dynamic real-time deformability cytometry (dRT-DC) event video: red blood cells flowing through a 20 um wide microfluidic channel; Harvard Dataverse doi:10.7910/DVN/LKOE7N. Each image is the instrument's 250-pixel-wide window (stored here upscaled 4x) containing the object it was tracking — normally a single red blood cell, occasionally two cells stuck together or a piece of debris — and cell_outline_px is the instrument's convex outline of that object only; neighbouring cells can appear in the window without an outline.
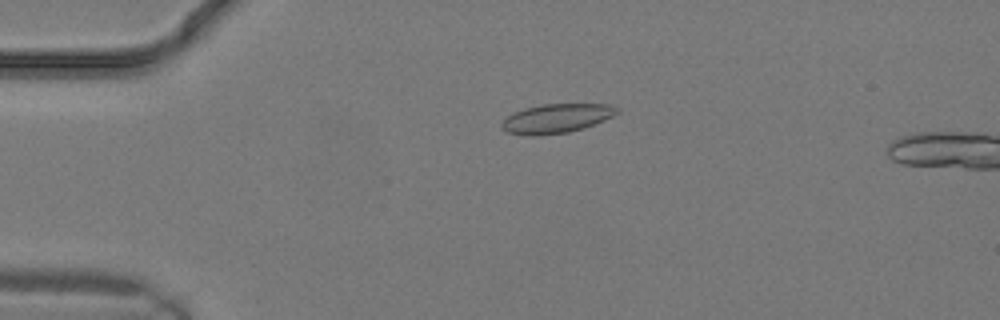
{"species": "common noctule bat (a hibernating species)", "species_latin": "Nyctalus noctula", "temperature_condition": "warm", "stored_images_in_passage": 7, "camera_frame_rate_fps": 3000, "um_per_image_px": 0.085, "animal": {"sex": "male", "body_mass_g": 19.2, "forearm_length_mm": 51.8}, "frame": {"image": 1, "passage_image": 4, "time_ms": 1.0, "image_size_px": [1000, 320], "cell_outline_px": [[620, 112], [604, 120], [584, 128], [568, 132], [536, 136], [532, 136], [508, 132], [500, 124], [508, 116], [524, 108], [544, 104], [608, 104], [620, 108]], "centroid_in_image_um": [47.34, 10.06], "position_along_channel_um": 37.7, "area_um2": 19.42}}